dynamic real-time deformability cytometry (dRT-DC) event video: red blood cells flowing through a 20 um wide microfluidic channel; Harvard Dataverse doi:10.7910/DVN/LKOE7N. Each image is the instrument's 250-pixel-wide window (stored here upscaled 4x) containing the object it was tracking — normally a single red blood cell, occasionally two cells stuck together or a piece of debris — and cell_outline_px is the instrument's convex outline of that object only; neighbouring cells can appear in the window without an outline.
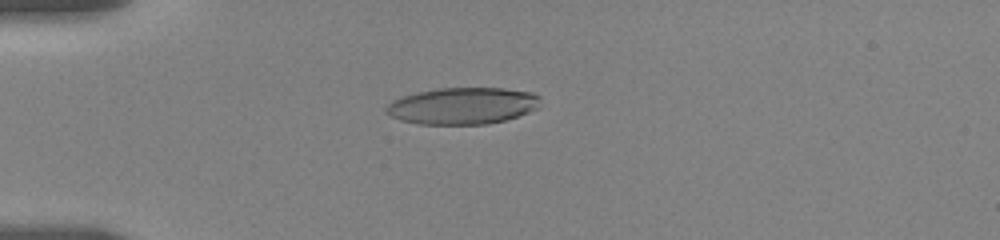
{"species": "human", "species_latin": "Homo sapiens", "temperature_condition": "room temperature", "stored_images_in_passage": 53, "camera_frame_rate_fps": 3000, "um_per_image_px": 0.085, "donor": {"sex": "female"}, "frame": {"image": 1, "passage_image": 7, "time_ms": 2.0, "image_size_px": [1000, 240], "cell_outline_px": [[540, 108], [504, 120], [484, 124], [416, 124], [400, 120], [384, 112], [384, 108], [392, 100], [416, 92], [440, 88], [504, 88], [532, 92], [540, 96]], "centroid_in_image_um": [39.32, 8.99], "position_along_channel_um": 45.7, "area_um2": 33.12}}
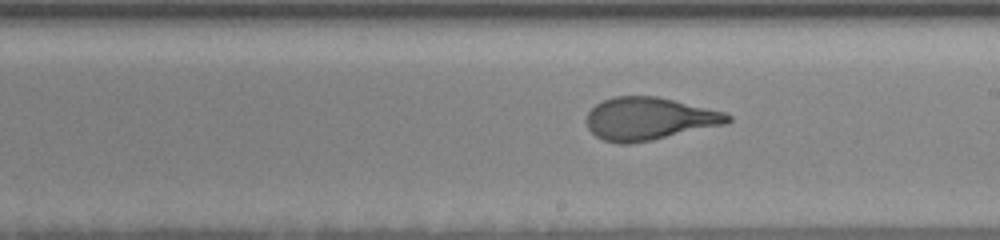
{"frame": {"image": 2, "passage_image": 23, "time_ms": 8.0, "image_size_px": [1000, 240], "cell_outline_px": [[732, 120], [728, 124], [652, 140], [628, 144], [620, 144], [604, 140], [596, 136], [588, 128], [588, 112], [596, 104], [612, 96], [656, 96], [724, 112], [732, 116]], "centroid_in_image_um": [55.2, 10.1], "position_along_channel_um": 233.8, "area_um2": 34.97}}
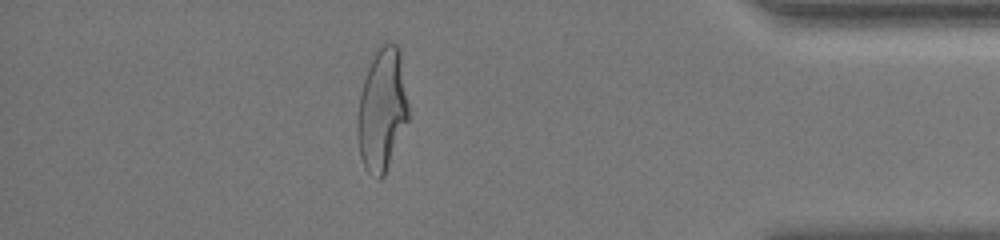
{"frame": {"image": 3, "passage_image": 44, "time_ms": 13.667, "image_size_px": [1000, 240], "cell_outline_px": [[408, 120], [384, 176], [380, 180], [368, 172], [360, 156], [356, 132], [356, 120], [360, 92], [368, 68], [376, 52], [384, 44], [396, 44], [400, 48], [408, 104]], "centroid_in_image_um": [32.46, 9.36], "position_along_channel_um": 402.7, "area_um2": 36.24}, "authors_computed_cell_mechanics": {"area_um2": 35.1424, "velocity_mm_per_s": 3.5461, "shape_relaxation_time_tau1_ms": 3.9707, "shape_relaxation_time_tau2_ms": null, "deformation_change_tau1": 0.2056, "deformation_change_tau2": null}}